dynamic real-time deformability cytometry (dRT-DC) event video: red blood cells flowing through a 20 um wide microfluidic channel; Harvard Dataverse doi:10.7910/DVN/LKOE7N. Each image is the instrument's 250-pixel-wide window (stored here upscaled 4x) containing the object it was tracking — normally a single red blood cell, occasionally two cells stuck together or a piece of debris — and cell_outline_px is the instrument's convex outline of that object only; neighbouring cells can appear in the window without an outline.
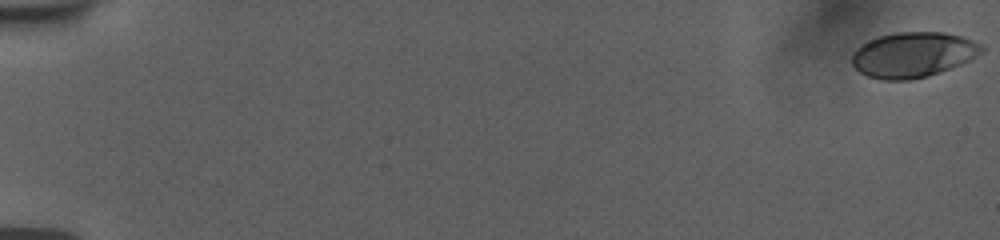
{"species": "human", "species_latin": "Homo sapiens", "temperature_condition": "room temperature", "stored_images_in_passage": 57, "camera_frame_rate_fps": 3000, "um_per_image_px": 0.085, "donor": {"sex": "female"}, "frame": {"image": 1, "passage_image": 1, "time_ms": 0.0, "image_size_px": [1000, 240], "cell_outline_px": [[984, 52], [960, 64], [940, 72], [928, 76], [908, 80], [884, 80], [868, 76], [860, 72], [852, 64], [852, 52], [856, 48], [868, 40], [876, 36], [896, 32], [944, 32], [960, 36], [984, 44]], "centroid_in_image_um": [77.6, 4.64], "position_along_channel_um": 7.4, "area_um2": 34.33}}
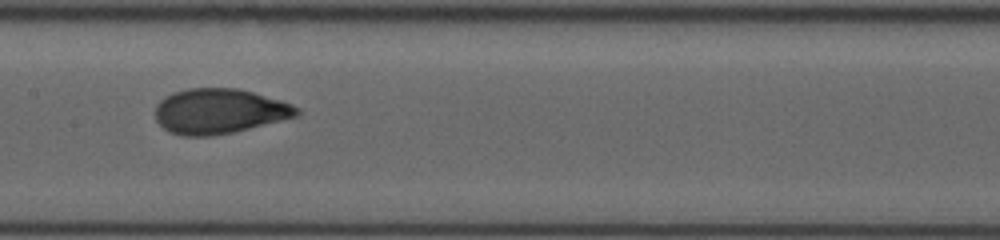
{"frame": {"image": 2, "passage_image": 31, "time_ms": 10.0, "image_size_px": [1000, 240], "cell_outline_px": [[300, 116], [232, 132], [208, 136], [184, 136], [168, 132], [156, 120], [156, 104], [164, 96], [172, 92], [188, 88], [236, 88], [252, 92], [280, 100], [292, 104], [300, 108]], "centroid_in_image_um": [18.63, 9.45], "position_along_channel_um": 188.8, "area_um2": 37.22}}
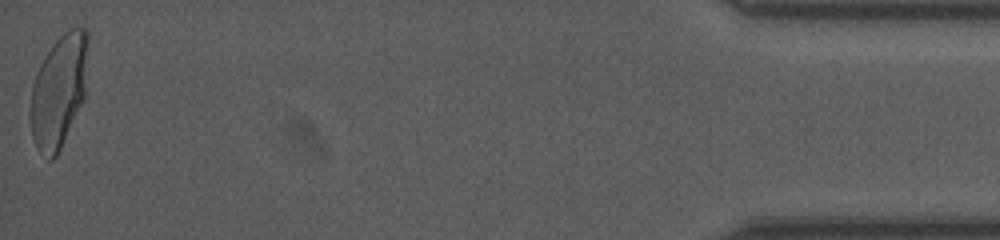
{"frame": {"image": 3, "passage_image": 57, "time_ms": 18.667, "image_size_px": [1000, 240], "cell_outline_px": [[88, 40], [84, 100], [56, 156], [52, 160], [48, 160], [36, 148], [32, 136], [28, 116], [32, 84], [36, 72], [40, 64], [56, 40], [68, 28], [84, 28], [88, 32]], "centroid_in_image_um": [4.97, 7.76], "position_along_channel_um": 430.2, "area_um2": 38.03}, "authors_computed_cell_mechanics": {"area_um2": 36.3562, "velocity_mm_per_s": 3.7511, "shape_relaxation_time_tau1_ms": 4.822, "shape_relaxation_time_tau2_ms": null, "deformation_change_tau1": 0.184, "deformation_change_tau2": null}}